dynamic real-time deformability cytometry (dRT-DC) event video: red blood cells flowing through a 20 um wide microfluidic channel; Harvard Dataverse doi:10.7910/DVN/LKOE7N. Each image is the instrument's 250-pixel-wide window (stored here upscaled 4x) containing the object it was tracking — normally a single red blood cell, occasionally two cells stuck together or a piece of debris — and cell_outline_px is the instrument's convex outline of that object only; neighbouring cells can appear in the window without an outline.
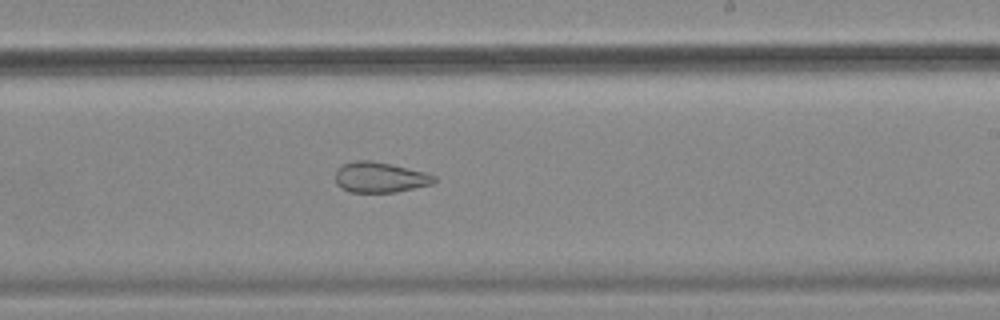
{"species": "common noctule bat (a hibernating species)", "species_latin": "Nyctalus noctula", "temperature_condition": "cold", "stored_images_in_passage": 41, "camera_frame_rate_fps": 3000, "um_per_image_px": 0.085, "animal": {"sex": "female", "body_mass_g": 18.4}, "frame": {"image": 1, "passage_image": 34, "time_ms": 11.0, "image_size_px": [1000, 320], "cell_outline_px": [[436, 180], [432, 184], [396, 192], [348, 192], [340, 188], [336, 184], [336, 168], [344, 164], [356, 160], [372, 160], [392, 164], [428, 172], [436, 176]], "centroid_in_image_um": [32.3, 15.06], "position_along_channel_um": 256.7, "area_um2": 17.8}}